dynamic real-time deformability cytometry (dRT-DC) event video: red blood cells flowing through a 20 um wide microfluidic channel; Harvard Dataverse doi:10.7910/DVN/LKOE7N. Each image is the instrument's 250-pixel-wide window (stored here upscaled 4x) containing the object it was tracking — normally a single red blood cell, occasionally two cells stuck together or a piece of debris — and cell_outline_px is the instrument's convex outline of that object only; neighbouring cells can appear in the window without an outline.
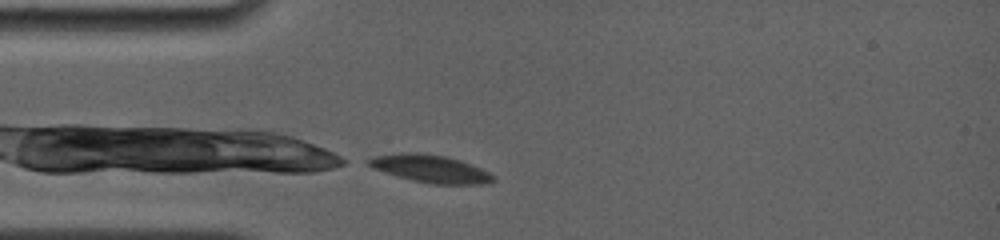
{"species": "common noctule bat (a hibernating species)", "species_latin": "Nyctalus noctula", "temperature_condition": "room temperature", "stored_images_in_passage": 5, "camera_frame_rate_fps": 4000, "um_per_image_px": 0.085, "animal": {"sex": "female", "body_mass_g": 19.0, "forearm_length_mm": 56.7}, "frame": {"image": 1, "passage_image": 1, "time_ms": 0.0, "image_size_px": [1000, 240], "cell_outline_px": [[496, 180], [484, 184], [432, 184], [412, 180], [372, 168], [364, 164], [364, 160], [372, 156], [400, 152], [416, 152], [448, 156], [460, 160], [480, 168], [496, 176]], "centroid_in_image_um": [36.54, 14.32], "position_along_channel_um": 48.5, "area_um2": 20.35}}